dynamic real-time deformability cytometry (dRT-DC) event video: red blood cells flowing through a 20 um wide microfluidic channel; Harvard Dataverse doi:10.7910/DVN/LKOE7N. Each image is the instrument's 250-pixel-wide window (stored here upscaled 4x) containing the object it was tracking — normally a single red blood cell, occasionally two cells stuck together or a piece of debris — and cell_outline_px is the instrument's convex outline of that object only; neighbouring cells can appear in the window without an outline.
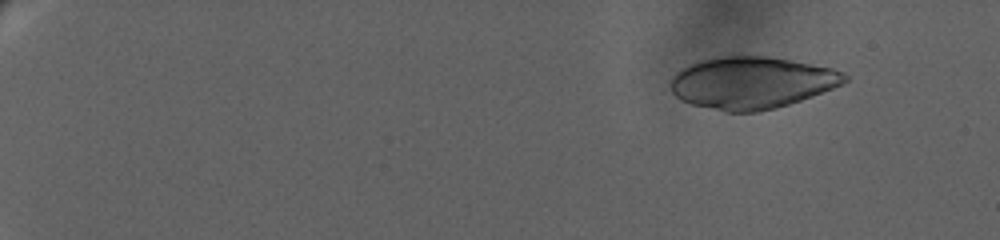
{"species": "human", "species_latin": "Homo sapiens", "temperature_condition": "warm", "stored_images_in_passage": 118, "camera_frame_rate_fps": 3000, "um_per_image_px": 0.085, "donor": {"sex": "female"}, "frame": {"image": 1, "passage_image": 5, "time_ms": 1.333, "image_size_px": [1000, 240], "cell_outline_px": [[848, 80], [832, 88], [800, 100], [776, 108], [756, 112], [724, 112], [692, 104], [676, 96], [672, 92], [668, 84], [672, 76], [676, 72], [692, 64], [704, 60], [724, 56], [768, 56], [832, 68], [844, 72], [848, 76]], "centroid_in_image_um": [63.88, 7.04], "position_along_channel_um": 21.1, "area_um2": 52.31}}
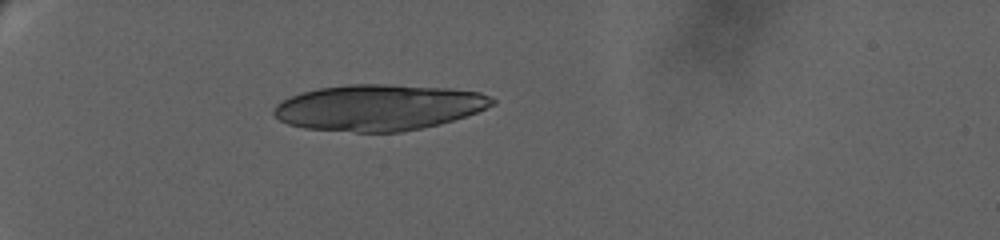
{"frame": {"image": 2, "passage_image": 31, "time_ms": 6.667, "image_size_px": [1000, 240], "cell_outline_px": [[496, 104], [476, 112], [440, 124], [400, 132], [356, 132], [304, 128], [288, 124], [280, 120], [272, 112], [276, 104], [300, 92], [320, 88], [348, 84], [384, 84], [448, 88], [480, 92], [496, 100]], "centroid_in_image_um": [32.18, 9.13], "position_along_channel_um": 52.8, "area_um2": 58.38}}